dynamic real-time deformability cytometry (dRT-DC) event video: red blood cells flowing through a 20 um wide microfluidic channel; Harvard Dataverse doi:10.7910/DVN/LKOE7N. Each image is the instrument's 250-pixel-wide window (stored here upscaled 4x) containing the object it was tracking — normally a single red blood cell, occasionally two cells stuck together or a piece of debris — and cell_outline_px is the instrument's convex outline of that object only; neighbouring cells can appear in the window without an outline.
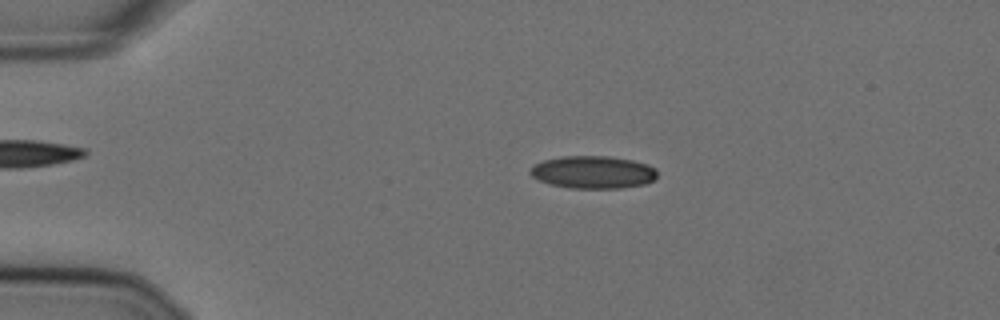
{"species": "Egyptian fruit bat (a non-hibernating species)", "species_latin": "Rousettus aegyptiacus", "temperature_condition": "cold", "stored_images_in_passage": 48, "camera_frame_rate_fps": 3000, "um_per_image_px": 0.085, "animal": {"sex": "female"}, "frame": {"image": 1, "passage_image": 4, "time_ms": 1.0, "image_size_px": [1000, 320], "cell_outline_px": [[656, 176], [652, 180], [644, 184], [620, 188], [568, 188], [548, 184], [536, 180], [528, 172], [536, 164], [544, 160], [560, 156], [608, 156], [632, 160], [648, 164], [656, 168]], "centroid_in_image_um": [50.38, 14.64], "position_along_channel_um": 34.6, "area_um2": 24.22}}
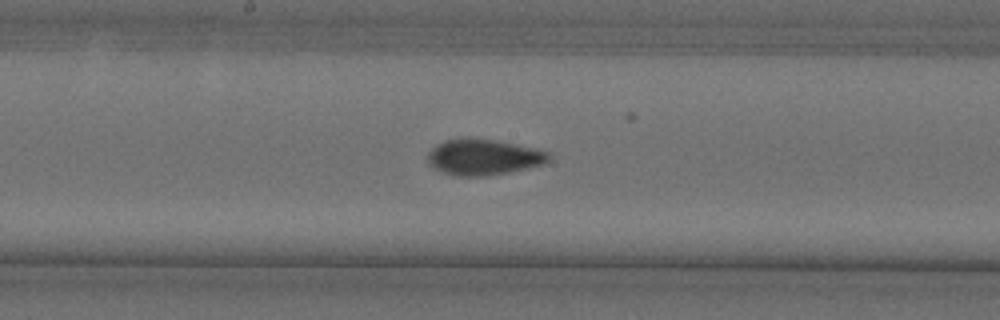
{"frame": {"image": 2, "passage_image": 22, "time_ms": 7.0, "image_size_px": [1000, 320], "cell_outline_px": [[552, 156], [544, 164], [528, 168], [508, 172], [484, 176], [456, 176], [444, 172], [428, 164], [428, 152], [436, 144], [444, 140], [468, 136], [496, 140], [536, 148], [552, 152]], "centroid_in_image_um": [41.12, 13.32], "position_along_channel_um": 207.1, "area_um2": 25.72}}
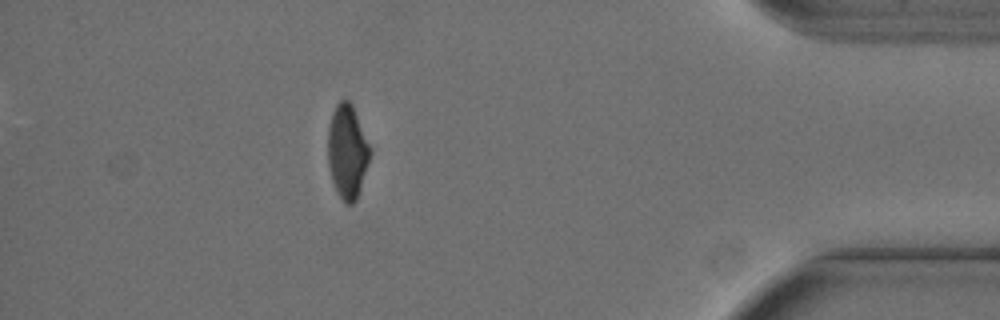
{"frame": {"image": 3, "passage_image": 42, "time_ms": 13.667, "image_size_px": [1000, 320], "cell_outline_px": [[372, 152], [356, 200], [352, 204], [344, 204], [336, 192], [332, 180], [328, 164], [328, 128], [332, 112], [336, 104], [340, 100], [348, 100], [352, 104], [372, 148]], "centroid_in_image_um": [29.53, 12.88], "position_along_channel_um": 405.7, "area_um2": 23.29}, "authors_computed_cell_mechanics": {"area_um2": 24.565, "velocity_mm_per_s": 3.6235, "shape_relaxation_time_tau1_ms": 9.4811, "shape_relaxation_time_tau2_ms": 1.4805, "deformation_change_tau1": 0.1731, "deformation_change_tau2": 0.0477}}